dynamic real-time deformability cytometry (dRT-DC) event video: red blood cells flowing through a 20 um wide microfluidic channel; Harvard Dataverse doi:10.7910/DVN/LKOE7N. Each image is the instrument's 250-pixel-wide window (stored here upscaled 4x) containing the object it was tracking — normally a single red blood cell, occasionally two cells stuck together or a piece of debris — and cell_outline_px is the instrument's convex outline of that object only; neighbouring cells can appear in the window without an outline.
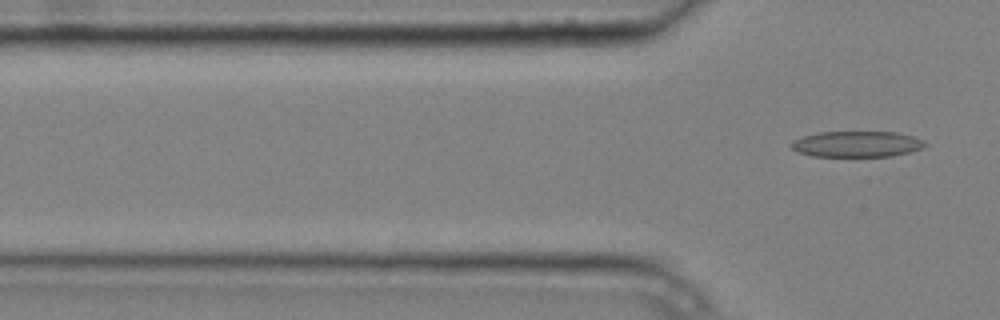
{"species": "common noctule bat (a hibernating species)", "species_latin": "Nyctalus noctula", "temperature_condition": "cold", "stored_images_in_passage": 7, "segment_of_instrument_passage": [2, 2], "camera_frame_rate_fps": 3000, "um_per_image_px": 0.085, "animal": {"sex": "male", "body_mass_g": 20.4}, "frame": {"image": 1, "passage_image": 7, "time_ms": 2.0, "image_size_px": [1000, 320], "cell_outline_px": [[928, 144], [924, 148], [892, 156], [812, 156], [796, 152], [792, 148], [792, 140], [804, 136], [820, 132], [896, 132], [912, 136]], "centroid_in_image_um": [72.82, 12.25], "position_along_channel_um": 53.0, "area_um2": 20.06}}